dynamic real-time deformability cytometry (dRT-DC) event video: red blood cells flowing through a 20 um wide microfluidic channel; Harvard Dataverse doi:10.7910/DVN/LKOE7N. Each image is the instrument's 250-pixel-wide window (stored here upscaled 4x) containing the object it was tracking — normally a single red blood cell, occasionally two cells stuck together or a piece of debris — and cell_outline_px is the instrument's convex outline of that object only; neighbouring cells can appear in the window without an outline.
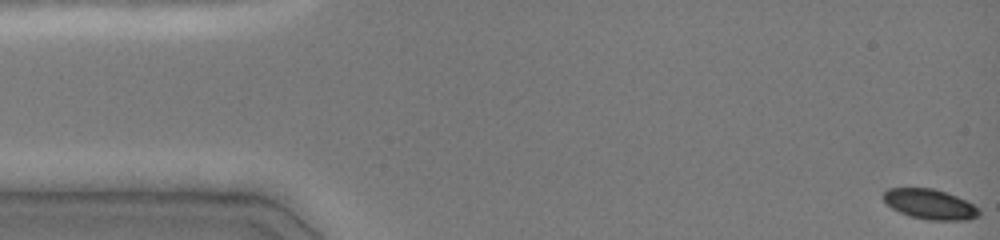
{"species": "common noctule bat (a hibernating species)", "species_latin": "Nyctalus noctula", "temperature_condition": "cold", "stored_images_in_passage": 39, "camera_frame_rate_fps": 3000, "um_per_image_px": 0.085, "animal": {"sex": "female", "body_mass_g": 19.0, "forearm_length_mm": 51.5}, "frame": {"image": 1, "passage_image": 1, "time_ms": 0.0, "image_size_px": [1000, 240], "cell_outline_px": [[980, 216], [968, 220], [928, 220], [908, 216], [892, 208], [880, 196], [888, 188], [932, 188], [956, 196], [980, 208]], "centroid_in_image_um": [79.04, 17.37], "position_along_channel_um": 6.0, "area_um2": 16.82}}
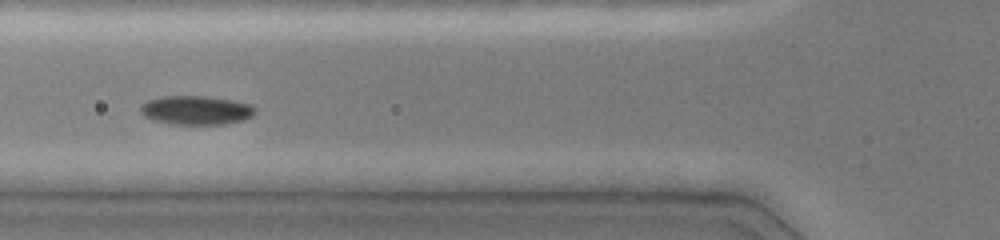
{"frame": {"image": 2, "passage_image": 18, "time_ms": 5.667, "image_size_px": [1000, 240], "cell_outline_px": [[256, 112], [252, 116], [244, 120], [224, 124], [172, 124], [152, 120], [144, 116], [140, 112], [140, 104], [148, 100], [160, 96], [208, 96], [232, 100], [252, 104], [256, 108]], "centroid_in_image_um": [16.67, 9.36], "position_along_channel_um": 109.1, "area_um2": 19.59}}
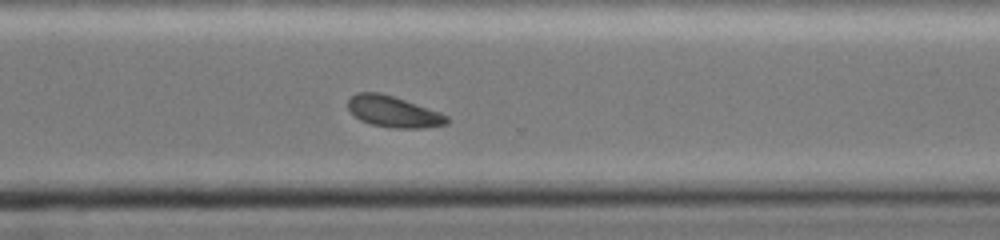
{"frame": {"image": 3, "passage_image": 35, "time_ms": 11.333, "image_size_px": [1000, 240], "cell_outline_px": [[448, 124], [424, 128], [392, 128], [372, 124], [360, 120], [348, 108], [348, 100], [356, 92], [380, 92], [440, 112], [448, 116]], "centroid_in_image_um": [33.45, 9.49], "position_along_channel_um": 337.2, "area_um2": 17.8}}